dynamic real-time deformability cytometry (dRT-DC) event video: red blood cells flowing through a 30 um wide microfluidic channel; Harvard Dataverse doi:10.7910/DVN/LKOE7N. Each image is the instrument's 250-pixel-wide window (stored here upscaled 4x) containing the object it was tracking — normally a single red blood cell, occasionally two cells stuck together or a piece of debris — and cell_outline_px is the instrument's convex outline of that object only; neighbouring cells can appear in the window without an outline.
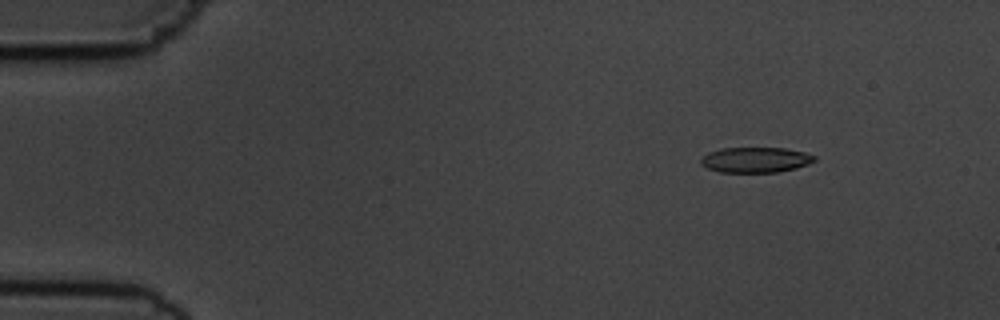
{"species": "common noctule bat (a hibernating species)", "species_latin": "Nyctalus noctula", "temperature_condition": "cold", "stored_images_in_passage": 51, "camera_frame_rate_fps": 3000, "um_per_image_px": 0.085, "animal": {"sex": "male", "body_mass_g": 19.5, "forearm_length_mm": 54.6}, "frame": {"image": 1, "passage_image": 3, "time_ms": 0.667, "image_size_px": [1000, 320], "cell_outline_px": [[816, 160], [808, 164], [796, 168], [780, 172], [720, 172], [708, 168], [700, 164], [700, 160], [708, 152], [724, 148], [784, 148], [804, 152], [816, 156]], "centroid_in_image_um": [64.23, 13.59], "position_along_channel_um": 20.8, "area_um2": 16.76}}
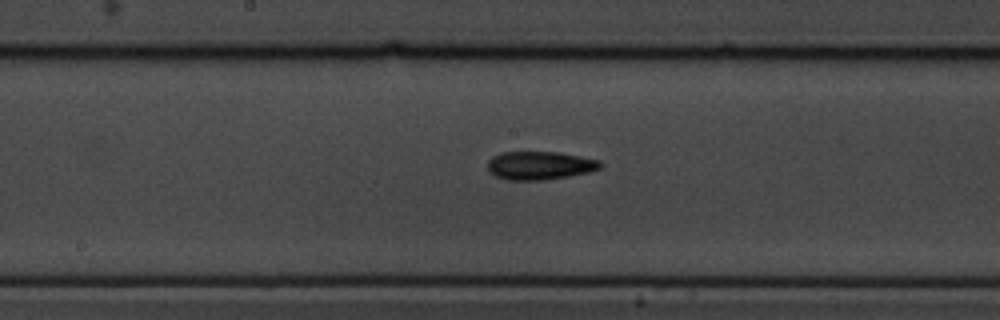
{"frame": {"image": 2, "passage_image": 25, "time_ms": 8.0, "image_size_px": [1000, 320], "cell_outline_px": [[604, 164], [600, 168], [588, 172], [568, 176], [544, 180], [508, 180], [496, 176], [488, 168], [488, 160], [492, 156], [500, 152], [556, 152], [580, 156], [600, 160]], "centroid_in_image_um": [45.89, 14.06], "position_along_channel_um": 202.3, "area_um2": 18.55}}
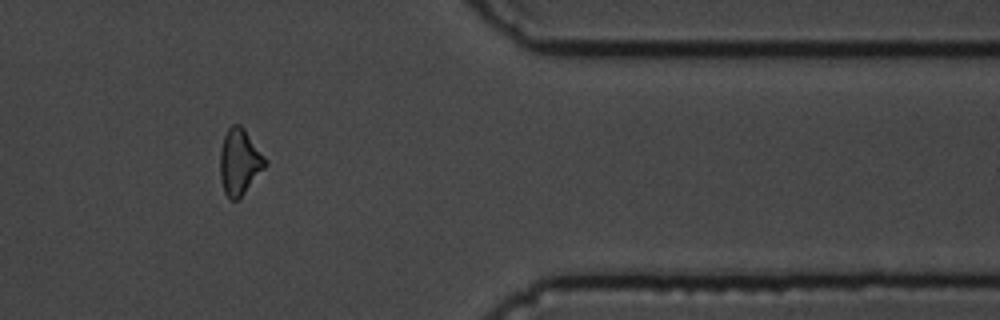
{"frame": {"image": 3, "passage_image": 42, "time_ms": 13.667, "image_size_px": [1000, 320], "cell_outline_px": [[268, 164], [244, 192], [236, 200], [232, 200], [224, 192], [220, 180], [220, 152], [224, 136], [228, 128], [232, 124], [240, 124], [244, 128], [268, 160]], "centroid_in_image_um": [20.36, 13.73], "position_along_channel_um": 391.0, "area_um2": 17.28}, "authors_computed_cell_mechanics": {"area_um2": 17.6868, "velocity_mm_per_s": 3.6746, "shape_relaxation_time_tau1_ms": 2.7155, "shape_relaxation_time_tau2_ms": 8.8511, "deformation_change_tau1": 0.0973, "deformation_change_tau2": 0.1843}}